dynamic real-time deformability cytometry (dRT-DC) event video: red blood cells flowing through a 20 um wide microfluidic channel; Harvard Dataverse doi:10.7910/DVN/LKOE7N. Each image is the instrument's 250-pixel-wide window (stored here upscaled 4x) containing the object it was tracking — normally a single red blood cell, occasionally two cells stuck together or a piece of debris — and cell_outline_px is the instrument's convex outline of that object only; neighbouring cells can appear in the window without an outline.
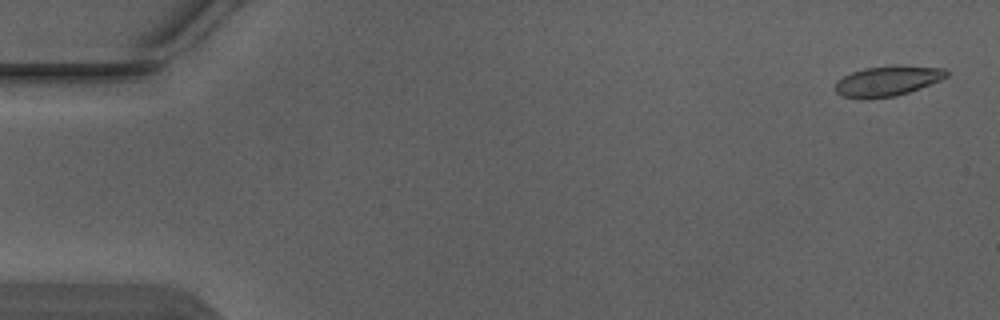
{"species": "Egyptian fruit bat (a non-hibernating species)", "species_latin": "Rousettus aegyptiacus", "temperature_condition": "warm", "stored_images_in_passage": 4, "camera_frame_rate_fps": 3000, "um_per_image_px": 0.085, "animal": {"sex": "male"}, "frame": {"image": 1, "passage_image": 1, "time_ms": 0.0, "image_size_px": [1000, 320], "cell_outline_px": [[948, 76], [940, 80], [920, 88], [896, 96], [868, 100], [860, 100], [844, 96], [836, 92], [836, 80], [852, 72], [864, 68], [892, 64], [896, 64], [944, 68], [948, 72]], "centroid_in_image_um": [75.43, 6.88], "position_along_channel_um": 9.6, "area_um2": 20.0}}
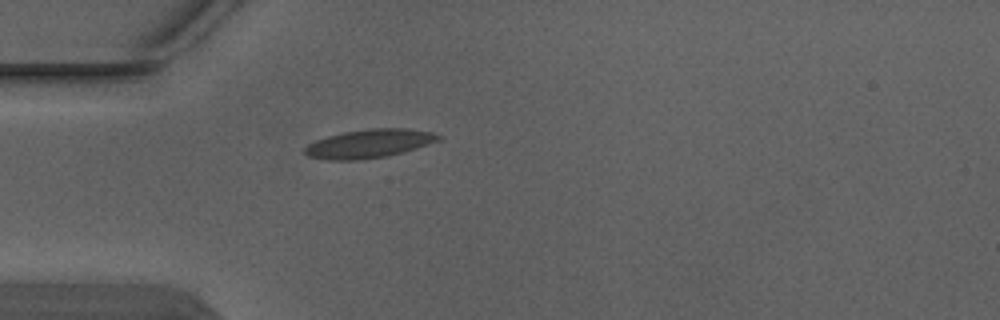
{"frame": {"image": 2, "passage_image": 4, "time_ms": 1.0, "image_size_px": [1000, 320], "cell_outline_px": [[440, 140], [404, 152], [384, 156], [356, 160], [328, 160], [308, 156], [304, 152], [304, 148], [308, 144], [316, 140], [328, 136], [344, 132], [368, 128], [408, 128], [432, 132], [440, 136]], "centroid_in_image_um": [31.37, 12.2], "position_along_channel_um": 53.6, "area_um2": 22.14}}